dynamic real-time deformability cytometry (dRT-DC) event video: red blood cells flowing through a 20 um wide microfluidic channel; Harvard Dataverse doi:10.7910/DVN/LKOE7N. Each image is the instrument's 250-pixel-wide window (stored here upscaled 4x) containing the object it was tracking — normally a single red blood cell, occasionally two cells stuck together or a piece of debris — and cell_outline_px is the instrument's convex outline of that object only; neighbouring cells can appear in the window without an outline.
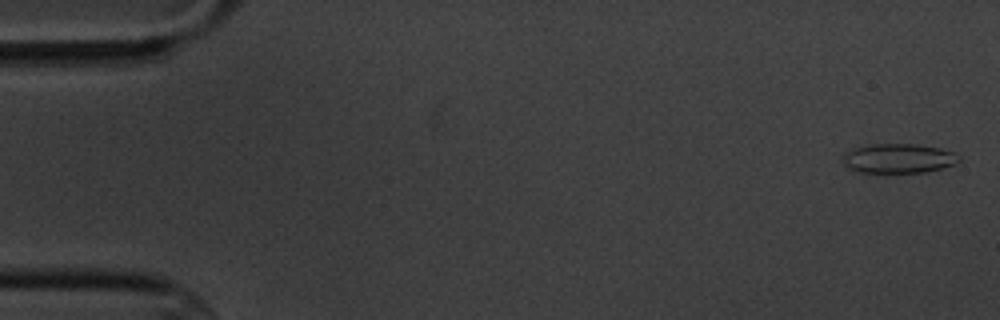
{"species": "common noctule bat (a hibernating species)", "species_latin": "Nyctalus noctula", "temperature_condition": "cold", "stored_images_in_passage": 6, "camera_frame_rate_fps": 3000, "um_per_image_px": 0.085, "animal": {"sex": "male", "body_mass_g": 20.1, "forearm_length_mm": 53.5}, "frame": {"image": 1, "passage_image": 1, "time_ms": 0.0, "image_size_px": [1000, 320], "cell_outline_px": [[960, 160], [956, 164], [944, 168], [924, 172], [856, 172], [840, 164], [840, 156], [844, 152], [852, 148], [872, 144], [912, 144], [940, 148], [956, 152], [960, 156]], "centroid_in_image_um": [76.31, 13.46], "position_along_channel_um": 8.7, "area_um2": 20.4}}
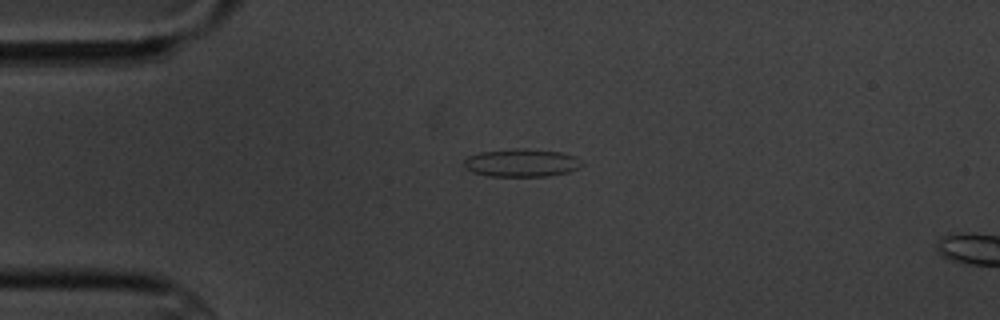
{"frame": {"image": 2, "passage_image": 4, "time_ms": 4.0, "image_size_px": [1000, 320], "cell_outline_px": [[584, 164], [568, 172], [548, 176], [488, 176], [472, 172], [464, 164], [464, 160], [468, 156], [480, 152], [516, 148], [528, 148], [560, 152], [576, 156]], "centroid_in_image_um": [44.34, 13.83], "position_along_channel_um": 40.7, "area_um2": 19.19}}